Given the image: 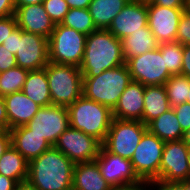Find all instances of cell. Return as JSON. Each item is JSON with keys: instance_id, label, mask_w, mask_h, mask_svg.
<instances>
[{"instance_id": "d6986e66", "label": "cell", "mask_w": 190, "mask_h": 190, "mask_svg": "<svg viewBox=\"0 0 190 190\" xmlns=\"http://www.w3.org/2000/svg\"><path fill=\"white\" fill-rule=\"evenodd\" d=\"M8 118V130L26 125L40 109V105L32 101L22 91L4 96Z\"/></svg>"}, {"instance_id": "bcb514c9", "label": "cell", "mask_w": 190, "mask_h": 190, "mask_svg": "<svg viewBox=\"0 0 190 190\" xmlns=\"http://www.w3.org/2000/svg\"><path fill=\"white\" fill-rule=\"evenodd\" d=\"M92 0H66L70 8H88Z\"/></svg>"}, {"instance_id": "ee69618b", "label": "cell", "mask_w": 190, "mask_h": 190, "mask_svg": "<svg viewBox=\"0 0 190 190\" xmlns=\"http://www.w3.org/2000/svg\"><path fill=\"white\" fill-rule=\"evenodd\" d=\"M151 186L149 181H141L139 183H132L124 186L111 187L110 190H146V185ZM145 186V187H144Z\"/></svg>"}, {"instance_id": "f907efd6", "label": "cell", "mask_w": 190, "mask_h": 190, "mask_svg": "<svg viewBox=\"0 0 190 190\" xmlns=\"http://www.w3.org/2000/svg\"><path fill=\"white\" fill-rule=\"evenodd\" d=\"M185 10L190 12V0H185Z\"/></svg>"}, {"instance_id": "f5cc1de1", "label": "cell", "mask_w": 190, "mask_h": 190, "mask_svg": "<svg viewBox=\"0 0 190 190\" xmlns=\"http://www.w3.org/2000/svg\"><path fill=\"white\" fill-rule=\"evenodd\" d=\"M186 103L190 104V90H189V94H188V97H187Z\"/></svg>"}, {"instance_id": "7c38bea8", "label": "cell", "mask_w": 190, "mask_h": 190, "mask_svg": "<svg viewBox=\"0 0 190 190\" xmlns=\"http://www.w3.org/2000/svg\"><path fill=\"white\" fill-rule=\"evenodd\" d=\"M17 66L29 71L44 68L49 63L48 39L21 29L16 50Z\"/></svg>"}, {"instance_id": "f1b7e54d", "label": "cell", "mask_w": 190, "mask_h": 190, "mask_svg": "<svg viewBox=\"0 0 190 190\" xmlns=\"http://www.w3.org/2000/svg\"><path fill=\"white\" fill-rule=\"evenodd\" d=\"M29 70L19 66L2 71L0 74V96H6L23 89Z\"/></svg>"}, {"instance_id": "2e32d148", "label": "cell", "mask_w": 190, "mask_h": 190, "mask_svg": "<svg viewBox=\"0 0 190 190\" xmlns=\"http://www.w3.org/2000/svg\"><path fill=\"white\" fill-rule=\"evenodd\" d=\"M148 26L147 2L130 0L112 20L108 30L119 40Z\"/></svg>"}, {"instance_id": "4fadbf2b", "label": "cell", "mask_w": 190, "mask_h": 190, "mask_svg": "<svg viewBox=\"0 0 190 190\" xmlns=\"http://www.w3.org/2000/svg\"><path fill=\"white\" fill-rule=\"evenodd\" d=\"M160 180L168 182L190 180L188 147L183 140L165 142L160 163Z\"/></svg>"}, {"instance_id": "f35d334b", "label": "cell", "mask_w": 190, "mask_h": 190, "mask_svg": "<svg viewBox=\"0 0 190 190\" xmlns=\"http://www.w3.org/2000/svg\"><path fill=\"white\" fill-rule=\"evenodd\" d=\"M15 3L14 0H0V18L14 15Z\"/></svg>"}, {"instance_id": "8992f818", "label": "cell", "mask_w": 190, "mask_h": 190, "mask_svg": "<svg viewBox=\"0 0 190 190\" xmlns=\"http://www.w3.org/2000/svg\"><path fill=\"white\" fill-rule=\"evenodd\" d=\"M85 34L62 24H55L48 38L49 62L80 67L85 50Z\"/></svg>"}, {"instance_id": "4dcf8cb0", "label": "cell", "mask_w": 190, "mask_h": 190, "mask_svg": "<svg viewBox=\"0 0 190 190\" xmlns=\"http://www.w3.org/2000/svg\"><path fill=\"white\" fill-rule=\"evenodd\" d=\"M164 55L165 66L171 75L181 74L183 61V45L179 42L160 43L158 45Z\"/></svg>"}, {"instance_id": "b9f144b4", "label": "cell", "mask_w": 190, "mask_h": 190, "mask_svg": "<svg viewBox=\"0 0 190 190\" xmlns=\"http://www.w3.org/2000/svg\"><path fill=\"white\" fill-rule=\"evenodd\" d=\"M11 146V135L9 130H0V158Z\"/></svg>"}, {"instance_id": "d6a6232c", "label": "cell", "mask_w": 190, "mask_h": 190, "mask_svg": "<svg viewBox=\"0 0 190 190\" xmlns=\"http://www.w3.org/2000/svg\"><path fill=\"white\" fill-rule=\"evenodd\" d=\"M176 42L182 45H190V12L186 10L182 13L178 24Z\"/></svg>"}, {"instance_id": "f546056e", "label": "cell", "mask_w": 190, "mask_h": 190, "mask_svg": "<svg viewBox=\"0 0 190 190\" xmlns=\"http://www.w3.org/2000/svg\"><path fill=\"white\" fill-rule=\"evenodd\" d=\"M61 24L85 35H89L97 29L88 8H70Z\"/></svg>"}, {"instance_id": "44dd1931", "label": "cell", "mask_w": 190, "mask_h": 190, "mask_svg": "<svg viewBox=\"0 0 190 190\" xmlns=\"http://www.w3.org/2000/svg\"><path fill=\"white\" fill-rule=\"evenodd\" d=\"M95 160L76 163L73 169L72 190H110Z\"/></svg>"}, {"instance_id": "d590c367", "label": "cell", "mask_w": 190, "mask_h": 190, "mask_svg": "<svg viewBox=\"0 0 190 190\" xmlns=\"http://www.w3.org/2000/svg\"><path fill=\"white\" fill-rule=\"evenodd\" d=\"M152 186H157V190H190V180L182 182H168L164 180L149 181Z\"/></svg>"}, {"instance_id": "d4e9b609", "label": "cell", "mask_w": 190, "mask_h": 190, "mask_svg": "<svg viewBox=\"0 0 190 190\" xmlns=\"http://www.w3.org/2000/svg\"><path fill=\"white\" fill-rule=\"evenodd\" d=\"M22 92L41 107L51 105L46 69L29 71Z\"/></svg>"}, {"instance_id": "cb8c5ba5", "label": "cell", "mask_w": 190, "mask_h": 190, "mask_svg": "<svg viewBox=\"0 0 190 190\" xmlns=\"http://www.w3.org/2000/svg\"><path fill=\"white\" fill-rule=\"evenodd\" d=\"M147 130L164 142L182 140L184 133L173 108L150 121Z\"/></svg>"}, {"instance_id": "f6af8a7d", "label": "cell", "mask_w": 190, "mask_h": 190, "mask_svg": "<svg viewBox=\"0 0 190 190\" xmlns=\"http://www.w3.org/2000/svg\"><path fill=\"white\" fill-rule=\"evenodd\" d=\"M17 184L18 183L14 179L0 174V190H15Z\"/></svg>"}, {"instance_id": "836d02e7", "label": "cell", "mask_w": 190, "mask_h": 190, "mask_svg": "<svg viewBox=\"0 0 190 190\" xmlns=\"http://www.w3.org/2000/svg\"><path fill=\"white\" fill-rule=\"evenodd\" d=\"M18 27L17 21L14 15L0 18V45L4 40Z\"/></svg>"}, {"instance_id": "603a6c76", "label": "cell", "mask_w": 190, "mask_h": 190, "mask_svg": "<svg viewBox=\"0 0 190 190\" xmlns=\"http://www.w3.org/2000/svg\"><path fill=\"white\" fill-rule=\"evenodd\" d=\"M142 122L150 121L171 109L164 85L145 86Z\"/></svg>"}, {"instance_id": "8fae6325", "label": "cell", "mask_w": 190, "mask_h": 190, "mask_svg": "<svg viewBox=\"0 0 190 190\" xmlns=\"http://www.w3.org/2000/svg\"><path fill=\"white\" fill-rule=\"evenodd\" d=\"M25 126L54 146L58 137L70 126L68 108L53 104L40 107Z\"/></svg>"}, {"instance_id": "816d5d0a", "label": "cell", "mask_w": 190, "mask_h": 190, "mask_svg": "<svg viewBox=\"0 0 190 190\" xmlns=\"http://www.w3.org/2000/svg\"><path fill=\"white\" fill-rule=\"evenodd\" d=\"M188 163H189V168H190V148H188Z\"/></svg>"}, {"instance_id": "5bb4252c", "label": "cell", "mask_w": 190, "mask_h": 190, "mask_svg": "<svg viewBox=\"0 0 190 190\" xmlns=\"http://www.w3.org/2000/svg\"><path fill=\"white\" fill-rule=\"evenodd\" d=\"M148 27L157 42H176L178 24L185 8H168L147 1Z\"/></svg>"}, {"instance_id": "7a4b0ae2", "label": "cell", "mask_w": 190, "mask_h": 190, "mask_svg": "<svg viewBox=\"0 0 190 190\" xmlns=\"http://www.w3.org/2000/svg\"><path fill=\"white\" fill-rule=\"evenodd\" d=\"M74 166V162L52 146L29 162L27 180L40 190H72Z\"/></svg>"}, {"instance_id": "83f0119b", "label": "cell", "mask_w": 190, "mask_h": 190, "mask_svg": "<svg viewBox=\"0 0 190 190\" xmlns=\"http://www.w3.org/2000/svg\"><path fill=\"white\" fill-rule=\"evenodd\" d=\"M171 108L186 103L190 79L182 74L172 75L164 84Z\"/></svg>"}, {"instance_id": "ba28073f", "label": "cell", "mask_w": 190, "mask_h": 190, "mask_svg": "<svg viewBox=\"0 0 190 190\" xmlns=\"http://www.w3.org/2000/svg\"><path fill=\"white\" fill-rule=\"evenodd\" d=\"M164 145V141L148 130L143 134L130 160L141 180H160V163Z\"/></svg>"}, {"instance_id": "4316f807", "label": "cell", "mask_w": 190, "mask_h": 190, "mask_svg": "<svg viewBox=\"0 0 190 190\" xmlns=\"http://www.w3.org/2000/svg\"><path fill=\"white\" fill-rule=\"evenodd\" d=\"M29 162L11 145L0 158V174L17 183L28 179Z\"/></svg>"}, {"instance_id": "3957f363", "label": "cell", "mask_w": 190, "mask_h": 190, "mask_svg": "<svg viewBox=\"0 0 190 190\" xmlns=\"http://www.w3.org/2000/svg\"><path fill=\"white\" fill-rule=\"evenodd\" d=\"M67 108L71 127L104 142L113 120L109 107L82 95Z\"/></svg>"}, {"instance_id": "9a60e30c", "label": "cell", "mask_w": 190, "mask_h": 190, "mask_svg": "<svg viewBox=\"0 0 190 190\" xmlns=\"http://www.w3.org/2000/svg\"><path fill=\"white\" fill-rule=\"evenodd\" d=\"M103 178L110 187L139 183L142 180L135 173L129 159L112 154L101 147L95 159Z\"/></svg>"}, {"instance_id": "1f68e13d", "label": "cell", "mask_w": 190, "mask_h": 190, "mask_svg": "<svg viewBox=\"0 0 190 190\" xmlns=\"http://www.w3.org/2000/svg\"><path fill=\"white\" fill-rule=\"evenodd\" d=\"M43 6L55 24H61L66 13L70 10L66 0H44Z\"/></svg>"}, {"instance_id": "30bf717a", "label": "cell", "mask_w": 190, "mask_h": 190, "mask_svg": "<svg viewBox=\"0 0 190 190\" xmlns=\"http://www.w3.org/2000/svg\"><path fill=\"white\" fill-rule=\"evenodd\" d=\"M54 148L72 162H90L99 155L102 143L96 138L69 126L57 139Z\"/></svg>"}, {"instance_id": "60d3db41", "label": "cell", "mask_w": 190, "mask_h": 190, "mask_svg": "<svg viewBox=\"0 0 190 190\" xmlns=\"http://www.w3.org/2000/svg\"><path fill=\"white\" fill-rule=\"evenodd\" d=\"M153 4L168 8H185V0H150Z\"/></svg>"}, {"instance_id": "7bdbcfd3", "label": "cell", "mask_w": 190, "mask_h": 190, "mask_svg": "<svg viewBox=\"0 0 190 190\" xmlns=\"http://www.w3.org/2000/svg\"><path fill=\"white\" fill-rule=\"evenodd\" d=\"M0 130H8L6 104L3 96H0Z\"/></svg>"}, {"instance_id": "5b68a950", "label": "cell", "mask_w": 190, "mask_h": 190, "mask_svg": "<svg viewBox=\"0 0 190 190\" xmlns=\"http://www.w3.org/2000/svg\"><path fill=\"white\" fill-rule=\"evenodd\" d=\"M44 68L53 105L68 107L82 96L83 75L79 67L49 62Z\"/></svg>"}, {"instance_id": "ab89813d", "label": "cell", "mask_w": 190, "mask_h": 190, "mask_svg": "<svg viewBox=\"0 0 190 190\" xmlns=\"http://www.w3.org/2000/svg\"><path fill=\"white\" fill-rule=\"evenodd\" d=\"M181 74L190 79V45H183V61Z\"/></svg>"}, {"instance_id": "7dc6e473", "label": "cell", "mask_w": 190, "mask_h": 190, "mask_svg": "<svg viewBox=\"0 0 190 190\" xmlns=\"http://www.w3.org/2000/svg\"><path fill=\"white\" fill-rule=\"evenodd\" d=\"M44 0H14L15 8L31 4H43Z\"/></svg>"}, {"instance_id": "52a82bcc", "label": "cell", "mask_w": 190, "mask_h": 190, "mask_svg": "<svg viewBox=\"0 0 190 190\" xmlns=\"http://www.w3.org/2000/svg\"><path fill=\"white\" fill-rule=\"evenodd\" d=\"M147 125L137 120L113 118L102 147L115 155L131 160Z\"/></svg>"}, {"instance_id": "8d00e7d4", "label": "cell", "mask_w": 190, "mask_h": 190, "mask_svg": "<svg viewBox=\"0 0 190 190\" xmlns=\"http://www.w3.org/2000/svg\"><path fill=\"white\" fill-rule=\"evenodd\" d=\"M17 66L16 57L13 53L5 49L4 45H0V70L6 71Z\"/></svg>"}, {"instance_id": "74e56055", "label": "cell", "mask_w": 190, "mask_h": 190, "mask_svg": "<svg viewBox=\"0 0 190 190\" xmlns=\"http://www.w3.org/2000/svg\"><path fill=\"white\" fill-rule=\"evenodd\" d=\"M18 38H21V28L17 27L7 39L4 40L3 45L9 52L16 54Z\"/></svg>"}, {"instance_id": "c3c4849f", "label": "cell", "mask_w": 190, "mask_h": 190, "mask_svg": "<svg viewBox=\"0 0 190 190\" xmlns=\"http://www.w3.org/2000/svg\"><path fill=\"white\" fill-rule=\"evenodd\" d=\"M15 190H40L36 186L32 185L28 180L22 181L17 184Z\"/></svg>"}, {"instance_id": "ac0fdd59", "label": "cell", "mask_w": 190, "mask_h": 190, "mask_svg": "<svg viewBox=\"0 0 190 190\" xmlns=\"http://www.w3.org/2000/svg\"><path fill=\"white\" fill-rule=\"evenodd\" d=\"M144 93L145 86L132 80L122 92L117 105L112 110L113 118L142 122Z\"/></svg>"}, {"instance_id": "6da1fadb", "label": "cell", "mask_w": 190, "mask_h": 190, "mask_svg": "<svg viewBox=\"0 0 190 190\" xmlns=\"http://www.w3.org/2000/svg\"><path fill=\"white\" fill-rule=\"evenodd\" d=\"M121 40L108 29H96L86 36L80 70L83 77H95L125 64Z\"/></svg>"}, {"instance_id": "7402d4cb", "label": "cell", "mask_w": 190, "mask_h": 190, "mask_svg": "<svg viewBox=\"0 0 190 190\" xmlns=\"http://www.w3.org/2000/svg\"><path fill=\"white\" fill-rule=\"evenodd\" d=\"M121 44L126 62L130 58L158 48L159 45L148 26L140 28V31L130 33L129 36L121 39Z\"/></svg>"}, {"instance_id": "e0dca14e", "label": "cell", "mask_w": 190, "mask_h": 190, "mask_svg": "<svg viewBox=\"0 0 190 190\" xmlns=\"http://www.w3.org/2000/svg\"><path fill=\"white\" fill-rule=\"evenodd\" d=\"M17 25L24 31L44 36L47 39L55 28L43 4H31L15 8Z\"/></svg>"}, {"instance_id": "484cf974", "label": "cell", "mask_w": 190, "mask_h": 190, "mask_svg": "<svg viewBox=\"0 0 190 190\" xmlns=\"http://www.w3.org/2000/svg\"><path fill=\"white\" fill-rule=\"evenodd\" d=\"M130 0H92L89 12L97 29H108L115 16Z\"/></svg>"}, {"instance_id": "681fc988", "label": "cell", "mask_w": 190, "mask_h": 190, "mask_svg": "<svg viewBox=\"0 0 190 190\" xmlns=\"http://www.w3.org/2000/svg\"><path fill=\"white\" fill-rule=\"evenodd\" d=\"M182 140L184 141V143L186 144V146H187L188 148H190V128H188V129L183 133Z\"/></svg>"}, {"instance_id": "e575fe53", "label": "cell", "mask_w": 190, "mask_h": 190, "mask_svg": "<svg viewBox=\"0 0 190 190\" xmlns=\"http://www.w3.org/2000/svg\"><path fill=\"white\" fill-rule=\"evenodd\" d=\"M178 122L181 125L182 131L185 132L190 128V104L182 103L176 107H173Z\"/></svg>"}, {"instance_id": "ffe728a7", "label": "cell", "mask_w": 190, "mask_h": 190, "mask_svg": "<svg viewBox=\"0 0 190 190\" xmlns=\"http://www.w3.org/2000/svg\"><path fill=\"white\" fill-rule=\"evenodd\" d=\"M11 145L28 161L39 157L52 146L40 135L33 133L25 125L9 130Z\"/></svg>"}, {"instance_id": "277c9868", "label": "cell", "mask_w": 190, "mask_h": 190, "mask_svg": "<svg viewBox=\"0 0 190 190\" xmlns=\"http://www.w3.org/2000/svg\"><path fill=\"white\" fill-rule=\"evenodd\" d=\"M131 81V75L125 63L105 70L98 76L83 77L82 95L113 110Z\"/></svg>"}, {"instance_id": "9c48e42d", "label": "cell", "mask_w": 190, "mask_h": 190, "mask_svg": "<svg viewBox=\"0 0 190 190\" xmlns=\"http://www.w3.org/2000/svg\"><path fill=\"white\" fill-rule=\"evenodd\" d=\"M126 65L131 79L144 86L164 85L172 76L165 66L164 55L159 48L130 58Z\"/></svg>"}]
</instances>
